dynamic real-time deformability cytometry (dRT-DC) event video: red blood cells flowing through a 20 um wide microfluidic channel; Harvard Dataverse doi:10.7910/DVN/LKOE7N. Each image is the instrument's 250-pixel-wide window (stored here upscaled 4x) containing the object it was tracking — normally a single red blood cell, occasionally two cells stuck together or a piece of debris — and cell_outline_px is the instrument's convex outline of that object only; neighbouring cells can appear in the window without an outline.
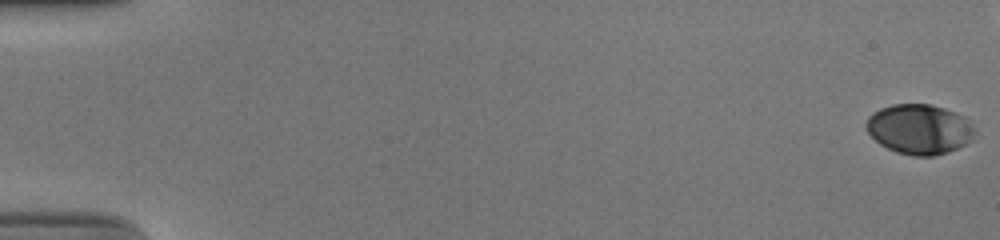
{"species": "human", "species_latin": "Homo sapiens", "temperature_condition": "cold", "stored_images_in_passage": 11, "camera_frame_rate_fps": 3000, "um_per_image_px": 0.085, "donor": {"sex": "male"}, "frame": {"image": 1, "passage_image": 1, "time_ms": 0.0, "image_size_px": [1000, 240], "cell_outline_px": [[976, 140], [968, 144], [948, 152], [932, 156], [912, 156], [896, 152], [880, 144], [868, 132], [864, 124], [868, 116], [872, 112], [880, 108], [892, 104], [928, 104], [944, 108], [964, 116], [976, 132]], "centroid_in_image_um": [78.16, 10.99], "position_along_channel_um": 6.8, "area_um2": 31.96}}